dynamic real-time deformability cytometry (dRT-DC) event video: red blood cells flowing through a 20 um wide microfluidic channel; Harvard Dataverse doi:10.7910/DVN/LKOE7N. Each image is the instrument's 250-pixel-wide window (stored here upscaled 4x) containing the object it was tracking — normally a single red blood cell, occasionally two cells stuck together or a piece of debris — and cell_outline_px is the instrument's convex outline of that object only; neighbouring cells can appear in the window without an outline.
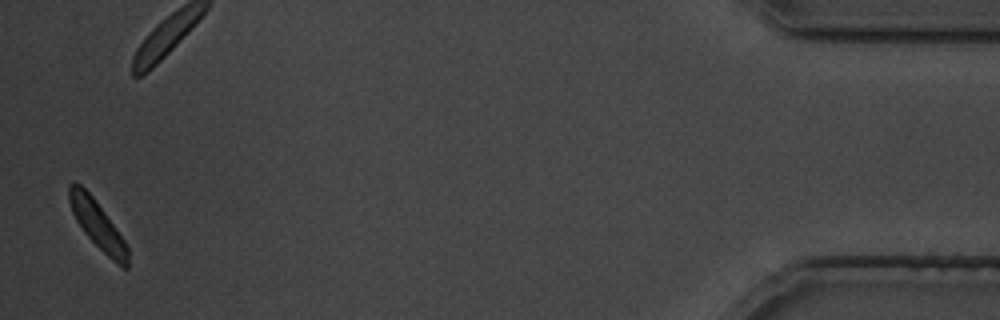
{"species": "common noctule bat (a hibernating species)", "species_latin": "Nyctalus noctula", "temperature_condition": "cold", "stored_images_in_passage": 27, "camera_frame_rate_fps": 3000, "um_per_image_px": 0.085, "animal": {"sex": "male", "body_mass_g": 19.5, "forearm_length_mm": 54.6}, "frame": {"image": 1, "passage_image": 27, "time_ms": 32.333, "image_size_px": [1000, 320], "cell_outline_px": [[128, 268], [124, 268], [112, 260], [84, 232], [76, 220], [72, 212], [68, 200], [68, 184], [80, 184], [92, 196], [104, 212], [124, 240], [128, 248]], "centroid_in_image_um": [8.27, 19.1], "position_along_channel_um": 426.9, "area_um2": 15.84}}